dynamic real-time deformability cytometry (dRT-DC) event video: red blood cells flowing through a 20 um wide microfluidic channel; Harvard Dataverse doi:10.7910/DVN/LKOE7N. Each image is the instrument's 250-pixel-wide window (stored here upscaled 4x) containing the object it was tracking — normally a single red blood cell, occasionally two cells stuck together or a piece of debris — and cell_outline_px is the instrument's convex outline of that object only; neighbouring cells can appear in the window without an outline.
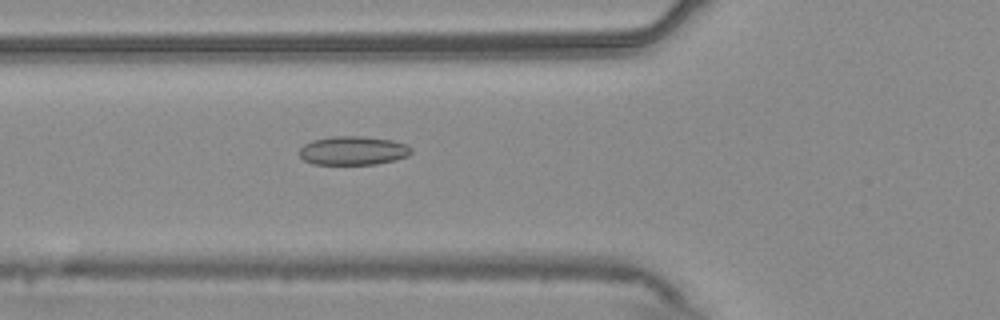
{"species": "common noctule bat (a hibernating species)", "species_latin": "Nyctalus noctula", "temperature_condition": "warm", "stored_images_in_passage": 54, "camera_frame_rate_fps": 3000, "um_per_image_px": 0.085, "animal": {"sex": "male", "body_mass_g": 20.4}, "frame": {"image": 1, "passage_image": 20, "time_ms": 6.333, "image_size_px": [1000, 320], "cell_outline_px": [[412, 152], [408, 156], [396, 160], [376, 164], [312, 164], [304, 160], [300, 156], [300, 148], [304, 144], [312, 140], [332, 136], [364, 136], [392, 140], [404, 144], [412, 148]], "centroid_in_image_um": [30.01, 12.8], "position_along_channel_um": 95.8, "area_um2": 18.84}}
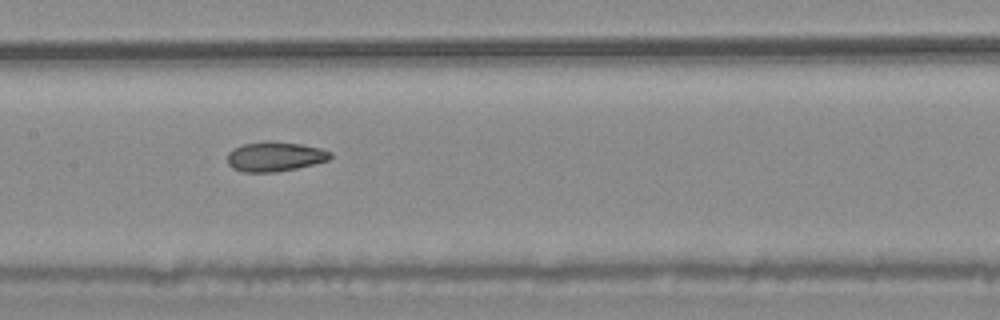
{"frame": {"image": 2, "passage_image": 27, "time_ms": 8.667, "image_size_px": [1000, 320], "cell_outline_px": [[332, 156], [328, 160], [296, 168], [276, 172], [244, 172], [232, 168], [228, 164], [228, 152], [244, 144], [264, 140], [272, 140], [300, 144], [320, 148], [332, 152]], "centroid_in_image_um": [23.36, 13.3], "position_along_channel_um": 184.0, "area_um2": 17.8}}
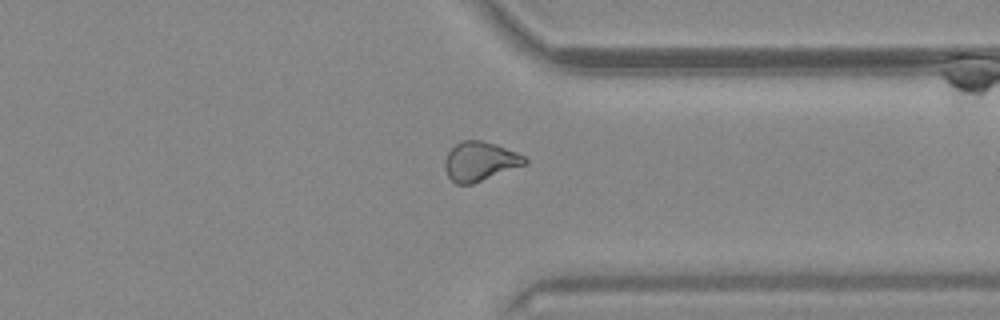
{"frame": {"image": 3, "passage_image": 42, "time_ms": 13.667, "image_size_px": [1000, 320], "cell_outline_px": [[528, 164], [472, 184], [456, 184], [448, 176], [444, 168], [444, 160], [448, 152], [460, 140], [480, 140], [496, 144], [516, 152], [524, 156], [528, 160]], "centroid_in_image_um": [40.8, 13.71], "position_along_channel_um": 370.6, "area_um2": 18.38}, "authors_computed_cell_mechanics": {"area_um2": 18.9006, "velocity_mm_per_s": 3.7613, "shape_relaxation_time_tau1_ms": null, "shape_relaxation_time_tau2_ms": 2.261, "deformation_change_tau1": null, "deformation_change_tau2": 0.0715}}